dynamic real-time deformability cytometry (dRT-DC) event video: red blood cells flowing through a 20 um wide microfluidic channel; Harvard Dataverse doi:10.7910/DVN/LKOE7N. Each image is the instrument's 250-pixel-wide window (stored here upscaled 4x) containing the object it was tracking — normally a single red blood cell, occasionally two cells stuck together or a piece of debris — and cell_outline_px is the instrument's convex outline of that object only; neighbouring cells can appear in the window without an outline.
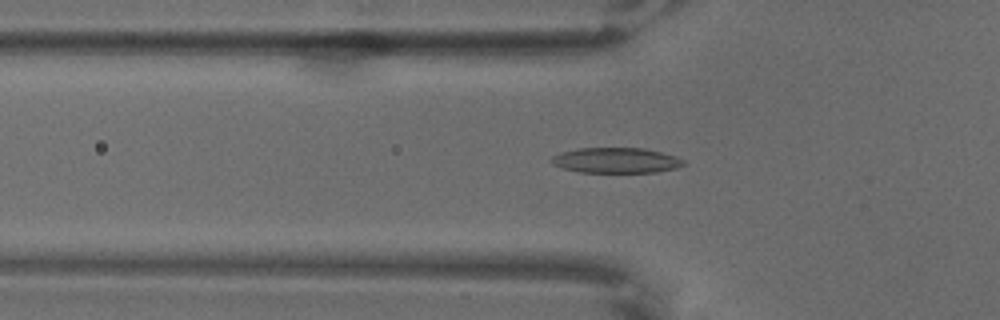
{"species": "common noctule bat (a hibernating species)", "species_latin": "Nyctalus noctula", "temperature_condition": "warm", "stored_images_in_passage": 60, "camera_frame_rate_fps": 3000, "um_per_image_px": 0.085, "animal": {"sex": "male", "body_mass_g": 18.8}, "frame": {"image": 1, "passage_image": 23, "time_ms": 7.333, "image_size_px": [1000, 320], "cell_outline_px": [[684, 164], [676, 168], [656, 172], [580, 172], [564, 168], [552, 164], [548, 160], [552, 156], [560, 152], [580, 148], [644, 148], [676, 156], [684, 160]], "centroid_in_image_um": [52.33, 13.62], "position_along_channel_um": 73.5, "area_um2": 19.48}}
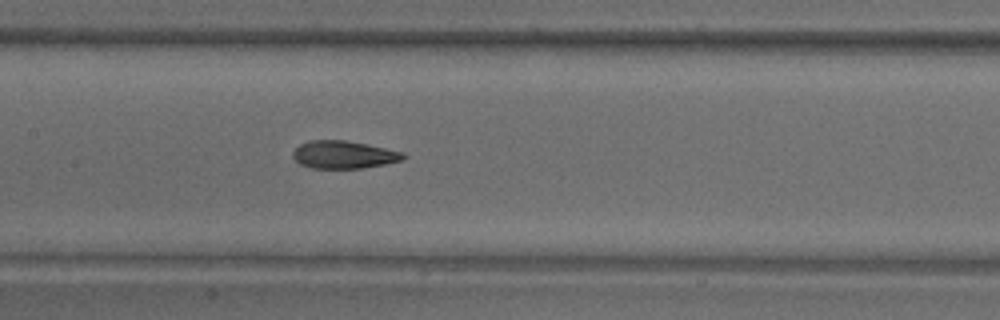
{"frame": {"image": 2, "passage_image": 33, "time_ms": 10.667, "image_size_px": [1000, 320], "cell_outline_px": [[408, 156], [404, 160], [364, 168], [312, 168], [300, 164], [292, 156], [292, 152], [300, 144], [308, 140], [344, 140], [368, 144], [404, 152]], "centroid_in_image_um": [29.25, 13.14], "position_along_channel_um": 178.2, "area_um2": 17.98}}
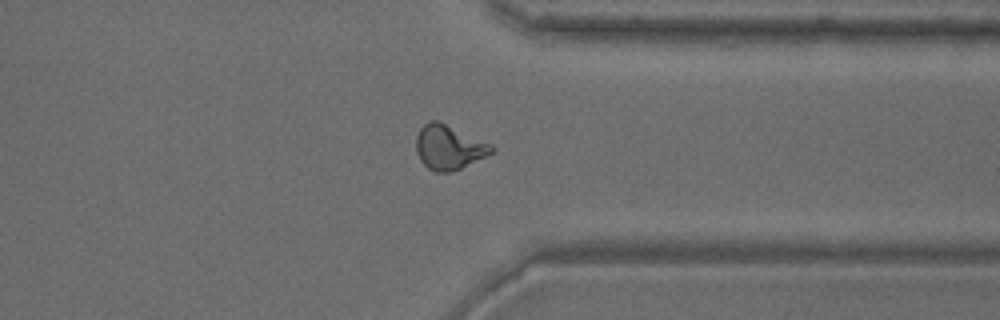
{"frame": {"image": 3, "passage_image": 52, "time_ms": 17.0, "image_size_px": [1000, 320], "cell_outline_px": [[492, 152], [460, 168], [448, 172], [436, 172], [428, 168], [420, 160], [416, 152], [416, 136], [420, 128], [428, 120], [436, 120], [492, 144]], "centroid_in_image_um": [38.09, 12.5], "position_along_channel_um": 373.3, "area_um2": 19.13}}